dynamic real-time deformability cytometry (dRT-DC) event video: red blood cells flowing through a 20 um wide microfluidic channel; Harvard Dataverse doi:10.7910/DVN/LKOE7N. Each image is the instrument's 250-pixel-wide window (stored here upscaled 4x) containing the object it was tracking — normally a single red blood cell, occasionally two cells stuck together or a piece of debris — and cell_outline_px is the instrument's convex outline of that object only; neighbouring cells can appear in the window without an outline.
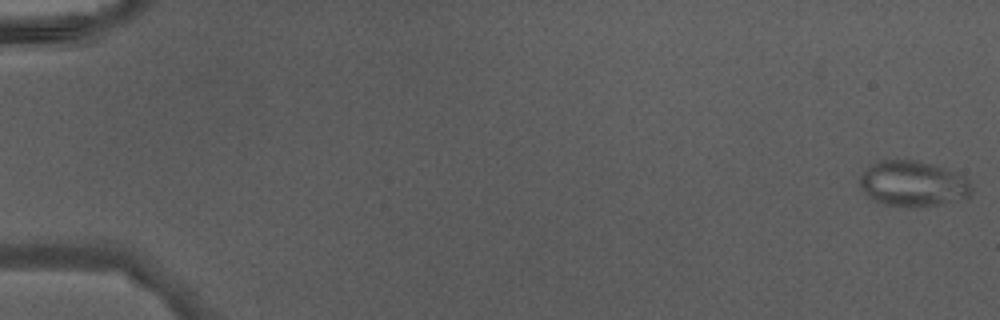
{"species": "Egyptian fruit bat (a non-hibernating species)", "species_latin": "Rousettus aegyptiacus", "temperature_condition": "warm", "stored_images_in_passage": 48, "camera_frame_rate_fps": 3000, "um_per_image_px": 0.085, "animal": {"sex": "male"}, "frame": {"image": 1, "passage_image": 1, "time_ms": 0.0, "image_size_px": [1000, 320], "cell_outline_px": [[972, 196], [964, 200], [912, 208], [884, 204], [868, 196], [860, 188], [860, 176], [864, 168], [880, 160], [916, 160], [932, 164], [944, 168], [968, 180], [972, 188]], "centroid_in_image_um": [77.59, 15.63], "position_along_channel_um": 7.4, "area_um2": 29.82}}
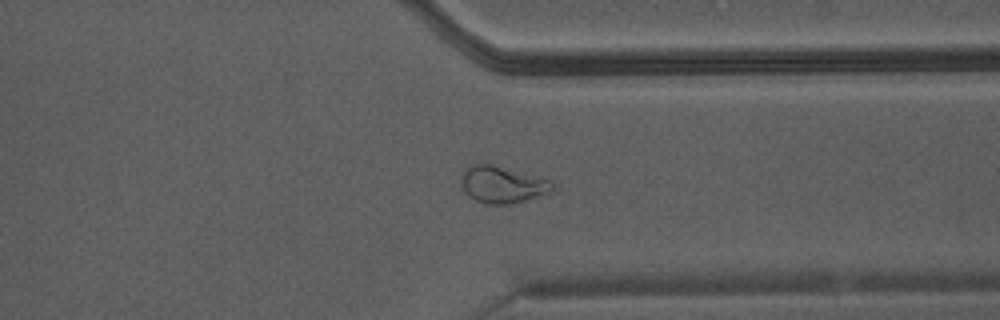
{"frame": {"image": 2, "passage_image": 38, "time_ms": 12.333, "image_size_px": [1000, 320], "cell_outline_px": [[556, 188], [548, 192], [512, 204], [488, 204], [476, 200], [468, 196], [464, 192], [460, 184], [460, 176], [464, 168], [472, 164], [492, 164], [552, 180]], "centroid_in_image_um": [42.65, 15.67], "position_along_channel_um": 368.7, "area_um2": 19.71}}
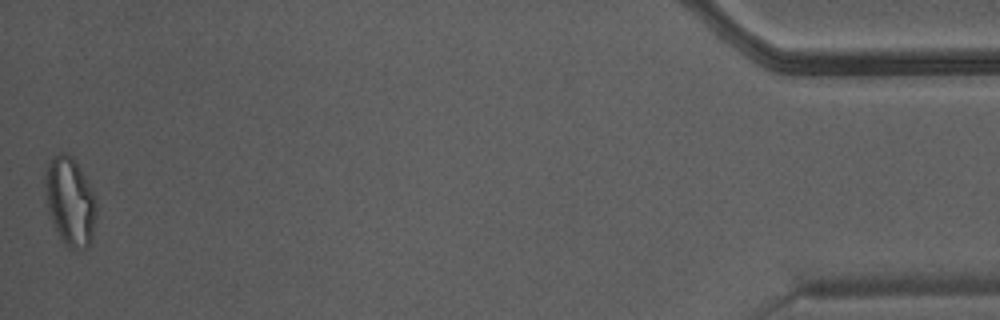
{"frame": {"image": 3, "passage_image": 48, "time_ms": 15.667, "image_size_px": [1000, 320], "cell_outline_px": [[96, 216], [92, 236], [88, 248], [68, 248], [60, 236], [48, 212], [44, 180], [48, 164], [52, 156], [60, 152], [64, 152], [72, 156], [80, 168], [96, 200]], "centroid_in_image_um": [5.95, 17.1], "position_along_channel_um": 429.2, "area_um2": 26.01}}